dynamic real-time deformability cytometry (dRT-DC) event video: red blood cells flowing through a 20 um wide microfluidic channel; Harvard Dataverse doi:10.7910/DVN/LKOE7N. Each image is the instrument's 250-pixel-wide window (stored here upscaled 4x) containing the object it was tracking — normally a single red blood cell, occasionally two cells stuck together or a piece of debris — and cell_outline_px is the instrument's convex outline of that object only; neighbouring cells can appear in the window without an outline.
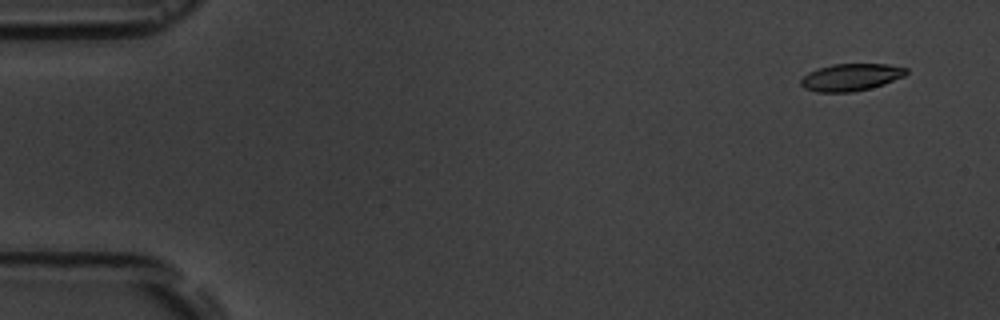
{"species": "common noctule bat (a hibernating species)", "species_latin": "Nyctalus noctula", "temperature_condition": "room temperature", "stored_images_in_passage": 4, "camera_frame_rate_fps": 3000, "um_per_image_px": 0.085, "animal": {"sex": "male", "body_mass_g": 19.5, "forearm_length_mm": 54.6}, "frame": {"image": 1, "passage_image": 1, "time_ms": 0.0, "image_size_px": [1000, 320], "cell_outline_px": [[908, 72], [904, 76], [884, 84], [852, 92], [816, 92], [804, 88], [800, 84], [800, 80], [808, 72], [832, 64], [888, 64], [908, 68]], "centroid_in_image_um": [72.33, 6.56], "position_along_channel_um": 12.7, "area_um2": 16.65}}